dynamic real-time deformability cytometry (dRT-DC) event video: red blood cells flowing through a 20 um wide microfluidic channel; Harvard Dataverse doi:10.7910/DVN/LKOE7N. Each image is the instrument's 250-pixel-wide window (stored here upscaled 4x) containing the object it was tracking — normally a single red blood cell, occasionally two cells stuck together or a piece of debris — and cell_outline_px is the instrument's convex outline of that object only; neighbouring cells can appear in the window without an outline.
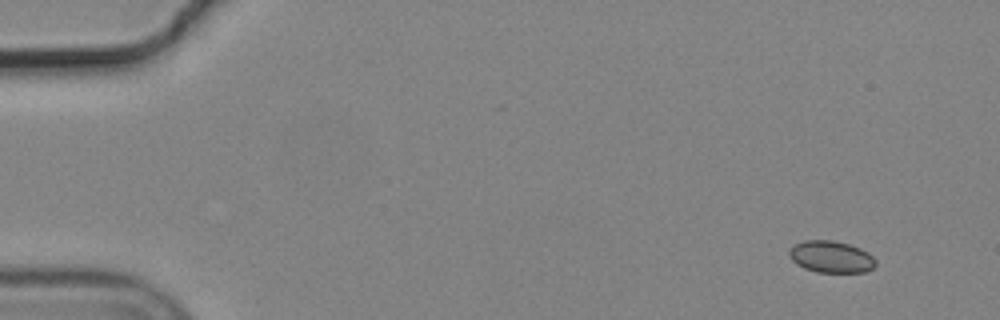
{"species": "common noctule bat (a hibernating species)", "species_latin": "Nyctalus noctula", "temperature_condition": "cold", "stored_images_in_passage": 53, "camera_frame_rate_fps": 3000, "um_per_image_px": 0.085, "animal": {"sex": "male", "body_mass_g": 19.2, "forearm_length_mm": 51.8}, "frame": {"image": 1, "passage_image": 1, "time_ms": 0.0, "image_size_px": [1000, 320], "cell_outline_px": [[876, 264], [872, 268], [864, 272], [816, 272], [804, 268], [796, 264], [792, 260], [788, 252], [796, 244], [804, 240], [832, 240], [848, 244], [860, 248], [868, 252], [876, 260]], "centroid_in_image_um": [70.65, 21.83], "position_along_channel_um": 14.4, "area_um2": 15.95}}
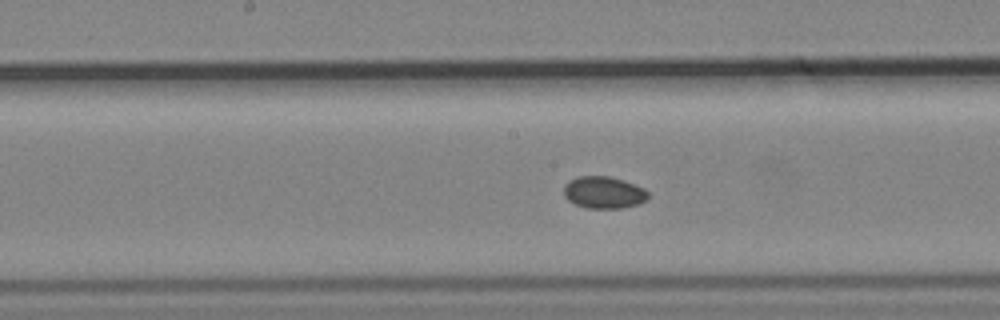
{"frame": {"image": 2, "passage_image": 26, "time_ms": 8.333, "image_size_px": [1000, 320], "cell_outline_px": [[648, 196], [640, 204], [620, 208], [588, 208], [576, 204], [568, 200], [564, 196], [564, 184], [576, 176], [608, 176], [624, 180], [644, 188], [648, 192]], "centroid_in_image_um": [51.3, 16.35], "position_along_channel_um": 196.9, "area_um2": 15.72}}
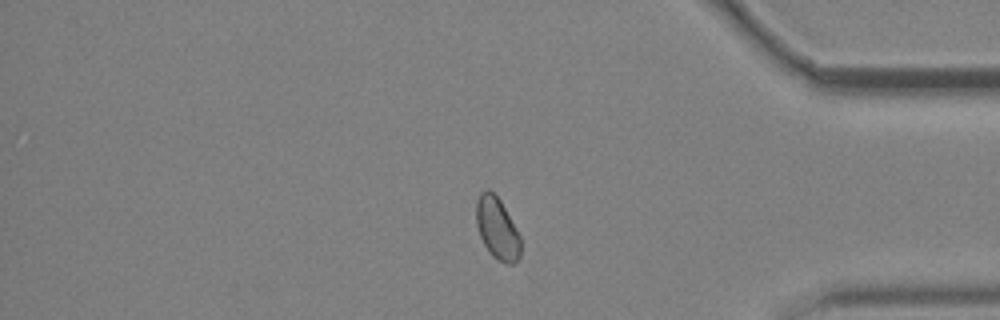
{"frame": {"image": 3, "passage_image": 44, "time_ms": 14.333, "image_size_px": [1000, 320], "cell_outline_px": [[520, 256], [512, 264], [508, 264], [496, 260], [492, 256], [484, 244], [480, 236], [476, 224], [476, 200], [480, 192], [488, 188], [500, 200], [520, 236]], "centroid_in_image_um": [42.24, 19.41], "position_along_channel_um": 393.0, "area_um2": 15.9}, "authors_computed_cell_mechanics": {"area_um2": 15.895, "velocity_mm_per_s": 3.6677, "shape_relaxation_time_tau1_ms": null, "shape_relaxation_time_tau2_ms": 3.74, "deformation_change_tau1": null, "deformation_change_tau2": 0.0301}}